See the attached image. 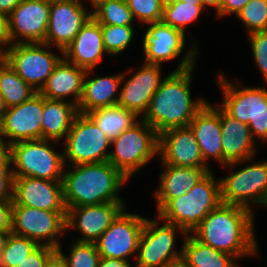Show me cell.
<instances>
[{"instance_id": "cell-1", "label": "cell", "mask_w": 267, "mask_h": 267, "mask_svg": "<svg viewBox=\"0 0 267 267\" xmlns=\"http://www.w3.org/2000/svg\"><path fill=\"white\" fill-rule=\"evenodd\" d=\"M193 44L178 68L166 76L151 98L144 117L158 135L172 129L189 126L195 114L207 103L203 99L193 102L190 82L197 56V46Z\"/></svg>"}, {"instance_id": "cell-2", "label": "cell", "mask_w": 267, "mask_h": 267, "mask_svg": "<svg viewBox=\"0 0 267 267\" xmlns=\"http://www.w3.org/2000/svg\"><path fill=\"white\" fill-rule=\"evenodd\" d=\"M253 216L251 209L221 202L190 234L202 244L228 253L236 259L246 255L254 256L257 255L258 248Z\"/></svg>"}, {"instance_id": "cell-3", "label": "cell", "mask_w": 267, "mask_h": 267, "mask_svg": "<svg viewBox=\"0 0 267 267\" xmlns=\"http://www.w3.org/2000/svg\"><path fill=\"white\" fill-rule=\"evenodd\" d=\"M63 172V193L71 207L123 202L118 192L128 179L108 161L73 165Z\"/></svg>"}, {"instance_id": "cell-4", "label": "cell", "mask_w": 267, "mask_h": 267, "mask_svg": "<svg viewBox=\"0 0 267 267\" xmlns=\"http://www.w3.org/2000/svg\"><path fill=\"white\" fill-rule=\"evenodd\" d=\"M220 203V179L210 171L186 194L172 199L158 213V222L175 224L190 233Z\"/></svg>"}, {"instance_id": "cell-5", "label": "cell", "mask_w": 267, "mask_h": 267, "mask_svg": "<svg viewBox=\"0 0 267 267\" xmlns=\"http://www.w3.org/2000/svg\"><path fill=\"white\" fill-rule=\"evenodd\" d=\"M115 151H110L108 162L127 179L158 155L159 135L143 119L111 140Z\"/></svg>"}, {"instance_id": "cell-6", "label": "cell", "mask_w": 267, "mask_h": 267, "mask_svg": "<svg viewBox=\"0 0 267 267\" xmlns=\"http://www.w3.org/2000/svg\"><path fill=\"white\" fill-rule=\"evenodd\" d=\"M52 140L40 139L19 141L9 146L13 177H32L51 181H62L63 153L53 150Z\"/></svg>"}, {"instance_id": "cell-7", "label": "cell", "mask_w": 267, "mask_h": 267, "mask_svg": "<svg viewBox=\"0 0 267 267\" xmlns=\"http://www.w3.org/2000/svg\"><path fill=\"white\" fill-rule=\"evenodd\" d=\"M217 85L223 91L222 108L233 118L248 124L253 138L256 136L267 142V89L244 87L227 81L222 73Z\"/></svg>"}, {"instance_id": "cell-8", "label": "cell", "mask_w": 267, "mask_h": 267, "mask_svg": "<svg viewBox=\"0 0 267 267\" xmlns=\"http://www.w3.org/2000/svg\"><path fill=\"white\" fill-rule=\"evenodd\" d=\"M47 47L51 48L45 43H17L1 57L28 85L40 92L63 58L46 50Z\"/></svg>"}, {"instance_id": "cell-9", "label": "cell", "mask_w": 267, "mask_h": 267, "mask_svg": "<svg viewBox=\"0 0 267 267\" xmlns=\"http://www.w3.org/2000/svg\"><path fill=\"white\" fill-rule=\"evenodd\" d=\"M65 139L64 163L70 160L73 166L108 160L111 141L86 114H77Z\"/></svg>"}, {"instance_id": "cell-10", "label": "cell", "mask_w": 267, "mask_h": 267, "mask_svg": "<svg viewBox=\"0 0 267 267\" xmlns=\"http://www.w3.org/2000/svg\"><path fill=\"white\" fill-rule=\"evenodd\" d=\"M66 214L67 212L13 205L11 233L29 238L38 245L57 249L61 246L57 236H63L67 230Z\"/></svg>"}, {"instance_id": "cell-11", "label": "cell", "mask_w": 267, "mask_h": 267, "mask_svg": "<svg viewBox=\"0 0 267 267\" xmlns=\"http://www.w3.org/2000/svg\"><path fill=\"white\" fill-rule=\"evenodd\" d=\"M158 222L146 218L139 244L136 267H165L169 263L182 258V251L175 250L176 230L187 232L175 225L165 222L158 226Z\"/></svg>"}, {"instance_id": "cell-12", "label": "cell", "mask_w": 267, "mask_h": 267, "mask_svg": "<svg viewBox=\"0 0 267 267\" xmlns=\"http://www.w3.org/2000/svg\"><path fill=\"white\" fill-rule=\"evenodd\" d=\"M221 202L251 209L267 191V161L252 163L220 179Z\"/></svg>"}, {"instance_id": "cell-13", "label": "cell", "mask_w": 267, "mask_h": 267, "mask_svg": "<svg viewBox=\"0 0 267 267\" xmlns=\"http://www.w3.org/2000/svg\"><path fill=\"white\" fill-rule=\"evenodd\" d=\"M125 211L124 208L95 242L102 258L128 260L127 257L138 252L146 218Z\"/></svg>"}, {"instance_id": "cell-14", "label": "cell", "mask_w": 267, "mask_h": 267, "mask_svg": "<svg viewBox=\"0 0 267 267\" xmlns=\"http://www.w3.org/2000/svg\"><path fill=\"white\" fill-rule=\"evenodd\" d=\"M44 97L37 92L20 105L7 108L0 120V136L7 145L19 141L42 139Z\"/></svg>"}, {"instance_id": "cell-15", "label": "cell", "mask_w": 267, "mask_h": 267, "mask_svg": "<svg viewBox=\"0 0 267 267\" xmlns=\"http://www.w3.org/2000/svg\"><path fill=\"white\" fill-rule=\"evenodd\" d=\"M92 17L81 0L50 3L49 25L44 43L63 50L72 42L83 25Z\"/></svg>"}, {"instance_id": "cell-16", "label": "cell", "mask_w": 267, "mask_h": 267, "mask_svg": "<svg viewBox=\"0 0 267 267\" xmlns=\"http://www.w3.org/2000/svg\"><path fill=\"white\" fill-rule=\"evenodd\" d=\"M49 13L50 3L44 0H22L9 15L13 44L44 43Z\"/></svg>"}, {"instance_id": "cell-17", "label": "cell", "mask_w": 267, "mask_h": 267, "mask_svg": "<svg viewBox=\"0 0 267 267\" xmlns=\"http://www.w3.org/2000/svg\"><path fill=\"white\" fill-rule=\"evenodd\" d=\"M13 205L54 212H67L62 181L14 177Z\"/></svg>"}, {"instance_id": "cell-18", "label": "cell", "mask_w": 267, "mask_h": 267, "mask_svg": "<svg viewBox=\"0 0 267 267\" xmlns=\"http://www.w3.org/2000/svg\"><path fill=\"white\" fill-rule=\"evenodd\" d=\"M124 202L71 207L66 214V229L77 228L82 237L77 242L95 243L126 207Z\"/></svg>"}, {"instance_id": "cell-19", "label": "cell", "mask_w": 267, "mask_h": 267, "mask_svg": "<svg viewBox=\"0 0 267 267\" xmlns=\"http://www.w3.org/2000/svg\"><path fill=\"white\" fill-rule=\"evenodd\" d=\"M158 156L162 164L180 167L209 168L195 135L189 126L172 128L159 135Z\"/></svg>"}, {"instance_id": "cell-20", "label": "cell", "mask_w": 267, "mask_h": 267, "mask_svg": "<svg viewBox=\"0 0 267 267\" xmlns=\"http://www.w3.org/2000/svg\"><path fill=\"white\" fill-rule=\"evenodd\" d=\"M161 65L145 63L134 73L119 92L118 105L133 112L137 117L146 114L151 98L158 90L161 79Z\"/></svg>"}, {"instance_id": "cell-21", "label": "cell", "mask_w": 267, "mask_h": 267, "mask_svg": "<svg viewBox=\"0 0 267 267\" xmlns=\"http://www.w3.org/2000/svg\"><path fill=\"white\" fill-rule=\"evenodd\" d=\"M223 165L235 167L252 160L255 155V141L248 124L231 117L220 107Z\"/></svg>"}, {"instance_id": "cell-22", "label": "cell", "mask_w": 267, "mask_h": 267, "mask_svg": "<svg viewBox=\"0 0 267 267\" xmlns=\"http://www.w3.org/2000/svg\"><path fill=\"white\" fill-rule=\"evenodd\" d=\"M143 38L145 63L158 64L179 57L185 44V34L162 21L149 23Z\"/></svg>"}, {"instance_id": "cell-23", "label": "cell", "mask_w": 267, "mask_h": 267, "mask_svg": "<svg viewBox=\"0 0 267 267\" xmlns=\"http://www.w3.org/2000/svg\"><path fill=\"white\" fill-rule=\"evenodd\" d=\"M104 53L107 54L103 45L101 25L91 17L63 50V57L80 68L93 71L101 62Z\"/></svg>"}, {"instance_id": "cell-24", "label": "cell", "mask_w": 267, "mask_h": 267, "mask_svg": "<svg viewBox=\"0 0 267 267\" xmlns=\"http://www.w3.org/2000/svg\"><path fill=\"white\" fill-rule=\"evenodd\" d=\"M189 127L195 135L203 160L213 158L223 164L220 106L216 108L208 102L195 114Z\"/></svg>"}, {"instance_id": "cell-25", "label": "cell", "mask_w": 267, "mask_h": 267, "mask_svg": "<svg viewBox=\"0 0 267 267\" xmlns=\"http://www.w3.org/2000/svg\"><path fill=\"white\" fill-rule=\"evenodd\" d=\"M87 70L68 62L64 57L56 65L40 94L51 100H63L74 97L73 104L78 106Z\"/></svg>"}, {"instance_id": "cell-26", "label": "cell", "mask_w": 267, "mask_h": 267, "mask_svg": "<svg viewBox=\"0 0 267 267\" xmlns=\"http://www.w3.org/2000/svg\"><path fill=\"white\" fill-rule=\"evenodd\" d=\"M165 168L160 176V185L155 192L158 213L174 198L186 194L210 168L180 167L162 164ZM166 169V170H165Z\"/></svg>"}, {"instance_id": "cell-27", "label": "cell", "mask_w": 267, "mask_h": 267, "mask_svg": "<svg viewBox=\"0 0 267 267\" xmlns=\"http://www.w3.org/2000/svg\"><path fill=\"white\" fill-rule=\"evenodd\" d=\"M91 70H88L84 79L83 93L77 106L78 113L86 114L92 110L117 105L118 96L114 97L118 92L121 83L124 82L127 74H119L115 76L95 77L87 79Z\"/></svg>"}, {"instance_id": "cell-28", "label": "cell", "mask_w": 267, "mask_h": 267, "mask_svg": "<svg viewBox=\"0 0 267 267\" xmlns=\"http://www.w3.org/2000/svg\"><path fill=\"white\" fill-rule=\"evenodd\" d=\"M77 114L78 108L73 102L44 97L42 139L59 141L66 138Z\"/></svg>"}, {"instance_id": "cell-29", "label": "cell", "mask_w": 267, "mask_h": 267, "mask_svg": "<svg viewBox=\"0 0 267 267\" xmlns=\"http://www.w3.org/2000/svg\"><path fill=\"white\" fill-rule=\"evenodd\" d=\"M184 239L182 259L189 267H238L234 256L202 244L189 233Z\"/></svg>"}, {"instance_id": "cell-30", "label": "cell", "mask_w": 267, "mask_h": 267, "mask_svg": "<svg viewBox=\"0 0 267 267\" xmlns=\"http://www.w3.org/2000/svg\"><path fill=\"white\" fill-rule=\"evenodd\" d=\"M111 141L137 122L138 117L128 109L113 105L86 113Z\"/></svg>"}, {"instance_id": "cell-31", "label": "cell", "mask_w": 267, "mask_h": 267, "mask_svg": "<svg viewBox=\"0 0 267 267\" xmlns=\"http://www.w3.org/2000/svg\"><path fill=\"white\" fill-rule=\"evenodd\" d=\"M37 92L0 57V94L7 108L20 105Z\"/></svg>"}, {"instance_id": "cell-32", "label": "cell", "mask_w": 267, "mask_h": 267, "mask_svg": "<svg viewBox=\"0 0 267 267\" xmlns=\"http://www.w3.org/2000/svg\"><path fill=\"white\" fill-rule=\"evenodd\" d=\"M205 5H195V3H186L176 1L163 7L162 22L173 28L179 29L185 34L187 25L192 24L200 16Z\"/></svg>"}, {"instance_id": "cell-33", "label": "cell", "mask_w": 267, "mask_h": 267, "mask_svg": "<svg viewBox=\"0 0 267 267\" xmlns=\"http://www.w3.org/2000/svg\"><path fill=\"white\" fill-rule=\"evenodd\" d=\"M100 25H133L134 18L125 0H107L91 11Z\"/></svg>"}, {"instance_id": "cell-34", "label": "cell", "mask_w": 267, "mask_h": 267, "mask_svg": "<svg viewBox=\"0 0 267 267\" xmlns=\"http://www.w3.org/2000/svg\"><path fill=\"white\" fill-rule=\"evenodd\" d=\"M38 244L26 237L10 233L0 254V267H16L25 260Z\"/></svg>"}, {"instance_id": "cell-35", "label": "cell", "mask_w": 267, "mask_h": 267, "mask_svg": "<svg viewBox=\"0 0 267 267\" xmlns=\"http://www.w3.org/2000/svg\"><path fill=\"white\" fill-rule=\"evenodd\" d=\"M102 39L108 55H118L133 39V25H101Z\"/></svg>"}, {"instance_id": "cell-36", "label": "cell", "mask_w": 267, "mask_h": 267, "mask_svg": "<svg viewBox=\"0 0 267 267\" xmlns=\"http://www.w3.org/2000/svg\"><path fill=\"white\" fill-rule=\"evenodd\" d=\"M56 251L66 261L68 267H98L101 255L98 252L96 243L74 242L70 247V254L66 257L61 246Z\"/></svg>"}, {"instance_id": "cell-37", "label": "cell", "mask_w": 267, "mask_h": 267, "mask_svg": "<svg viewBox=\"0 0 267 267\" xmlns=\"http://www.w3.org/2000/svg\"><path fill=\"white\" fill-rule=\"evenodd\" d=\"M248 33L267 31V0H250L237 14Z\"/></svg>"}, {"instance_id": "cell-38", "label": "cell", "mask_w": 267, "mask_h": 267, "mask_svg": "<svg viewBox=\"0 0 267 267\" xmlns=\"http://www.w3.org/2000/svg\"><path fill=\"white\" fill-rule=\"evenodd\" d=\"M133 18L141 23L160 22L163 16V6L160 0H125Z\"/></svg>"}, {"instance_id": "cell-39", "label": "cell", "mask_w": 267, "mask_h": 267, "mask_svg": "<svg viewBox=\"0 0 267 267\" xmlns=\"http://www.w3.org/2000/svg\"><path fill=\"white\" fill-rule=\"evenodd\" d=\"M249 38L256 65L264 76L265 83H267V31L251 33Z\"/></svg>"}, {"instance_id": "cell-40", "label": "cell", "mask_w": 267, "mask_h": 267, "mask_svg": "<svg viewBox=\"0 0 267 267\" xmlns=\"http://www.w3.org/2000/svg\"><path fill=\"white\" fill-rule=\"evenodd\" d=\"M9 150L0 158V200H13V171Z\"/></svg>"}, {"instance_id": "cell-41", "label": "cell", "mask_w": 267, "mask_h": 267, "mask_svg": "<svg viewBox=\"0 0 267 267\" xmlns=\"http://www.w3.org/2000/svg\"><path fill=\"white\" fill-rule=\"evenodd\" d=\"M56 252V249L38 245L23 262L16 267H44L47 260Z\"/></svg>"}, {"instance_id": "cell-42", "label": "cell", "mask_w": 267, "mask_h": 267, "mask_svg": "<svg viewBox=\"0 0 267 267\" xmlns=\"http://www.w3.org/2000/svg\"><path fill=\"white\" fill-rule=\"evenodd\" d=\"M250 0H219L216 8L217 17L221 18L228 14L236 15Z\"/></svg>"}, {"instance_id": "cell-43", "label": "cell", "mask_w": 267, "mask_h": 267, "mask_svg": "<svg viewBox=\"0 0 267 267\" xmlns=\"http://www.w3.org/2000/svg\"><path fill=\"white\" fill-rule=\"evenodd\" d=\"M13 200H0V231H11Z\"/></svg>"}, {"instance_id": "cell-44", "label": "cell", "mask_w": 267, "mask_h": 267, "mask_svg": "<svg viewBox=\"0 0 267 267\" xmlns=\"http://www.w3.org/2000/svg\"><path fill=\"white\" fill-rule=\"evenodd\" d=\"M8 46L4 48L3 46ZM13 45L10 35L9 16L0 13V57Z\"/></svg>"}, {"instance_id": "cell-45", "label": "cell", "mask_w": 267, "mask_h": 267, "mask_svg": "<svg viewBox=\"0 0 267 267\" xmlns=\"http://www.w3.org/2000/svg\"><path fill=\"white\" fill-rule=\"evenodd\" d=\"M98 267H131V265L128 260L101 257Z\"/></svg>"}, {"instance_id": "cell-46", "label": "cell", "mask_w": 267, "mask_h": 267, "mask_svg": "<svg viewBox=\"0 0 267 267\" xmlns=\"http://www.w3.org/2000/svg\"><path fill=\"white\" fill-rule=\"evenodd\" d=\"M22 0H0V13L9 16Z\"/></svg>"}, {"instance_id": "cell-47", "label": "cell", "mask_w": 267, "mask_h": 267, "mask_svg": "<svg viewBox=\"0 0 267 267\" xmlns=\"http://www.w3.org/2000/svg\"><path fill=\"white\" fill-rule=\"evenodd\" d=\"M44 267H68L63 257L56 251L45 263Z\"/></svg>"}, {"instance_id": "cell-48", "label": "cell", "mask_w": 267, "mask_h": 267, "mask_svg": "<svg viewBox=\"0 0 267 267\" xmlns=\"http://www.w3.org/2000/svg\"><path fill=\"white\" fill-rule=\"evenodd\" d=\"M11 231H0V254L2 253L3 249L5 248L7 239L10 235Z\"/></svg>"}, {"instance_id": "cell-49", "label": "cell", "mask_w": 267, "mask_h": 267, "mask_svg": "<svg viewBox=\"0 0 267 267\" xmlns=\"http://www.w3.org/2000/svg\"><path fill=\"white\" fill-rule=\"evenodd\" d=\"M165 267H189V266L182 258H180L178 260H175V261L169 263Z\"/></svg>"}, {"instance_id": "cell-50", "label": "cell", "mask_w": 267, "mask_h": 267, "mask_svg": "<svg viewBox=\"0 0 267 267\" xmlns=\"http://www.w3.org/2000/svg\"><path fill=\"white\" fill-rule=\"evenodd\" d=\"M6 142L7 141L3 140L0 136V158L9 150V146Z\"/></svg>"}, {"instance_id": "cell-51", "label": "cell", "mask_w": 267, "mask_h": 267, "mask_svg": "<svg viewBox=\"0 0 267 267\" xmlns=\"http://www.w3.org/2000/svg\"><path fill=\"white\" fill-rule=\"evenodd\" d=\"M7 110L4 99L0 94V120L2 119L4 112Z\"/></svg>"}, {"instance_id": "cell-52", "label": "cell", "mask_w": 267, "mask_h": 267, "mask_svg": "<svg viewBox=\"0 0 267 267\" xmlns=\"http://www.w3.org/2000/svg\"><path fill=\"white\" fill-rule=\"evenodd\" d=\"M205 6H213L215 9L219 6V0H202Z\"/></svg>"}, {"instance_id": "cell-53", "label": "cell", "mask_w": 267, "mask_h": 267, "mask_svg": "<svg viewBox=\"0 0 267 267\" xmlns=\"http://www.w3.org/2000/svg\"><path fill=\"white\" fill-rule=\"evenodd\" d=\"M90 1V0H89ZM107 0H91V4L93 5V9L95 10L98 6L102 3L106 2Z\"/></svg>"}, {"instance_id": "cell-54", "label": "cell", "mask_w": 267, "mask_h": 267, "mask_svg": "<svg viewBox=\"0 0 267 267\" xmlns=\"http://www.w3.org/2000/svg\"><path fill=\"white\" fill-rule=\"evenodd\" d=\"M186 3H195V5H204L202 0H179Z\"/></svg>"}, {"instance_id": "cell-55", "label": "cell", "mask_w": 267, "mask_h": 267, "mask_svg": "<svg viewBox=\"0 0 267 267\" xmlns=\"http://www.w3.org/2000/svg\"><path fill=\"white\" fill-rule=\"evenodd\" d=\"M176 1L178 0H160L163 7L175 3Z\"/></svg>"}, {"instance_id": "cell-56", "label": "cell", "mask_w": 267, "mask_h": 267, "mask_svg": "<svg viewBox=\"0 0 267 267\" xmlns=\"http://www.w3.org/2000/svg\"><path fill=\"white\" fill-rule=\"evenodd\" d=\"M261 205L267 206V191H266V194H265V196H264V198L262 200Z\"/></svg>"}, {"instance_id": "cell-57", "label": "cell", "mask_w": 267, "mask_h": 267, "mask_svg": "<svg viewBox=\"0 0 267 267\" xmlns=\"http://www.w3.org/2000/svg\"><path fill=\"white\" fill-rule=\"evenodd\" d=\"M44 1H46L48 3H53V2L64 1V0H44Z\"/></svg>"}]
</instances>
